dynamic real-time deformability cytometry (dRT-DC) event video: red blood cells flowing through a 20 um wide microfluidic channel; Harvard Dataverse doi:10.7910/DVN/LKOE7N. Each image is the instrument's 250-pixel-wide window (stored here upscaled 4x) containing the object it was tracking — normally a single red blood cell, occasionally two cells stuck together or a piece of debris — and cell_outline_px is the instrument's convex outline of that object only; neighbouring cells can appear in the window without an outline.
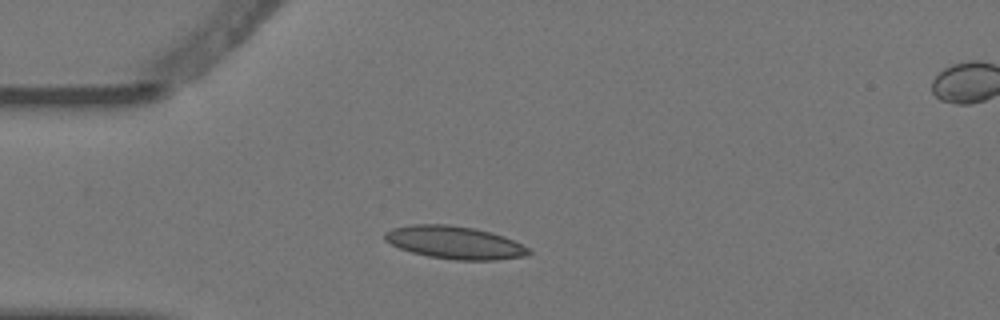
{"species": "Egyptian fruit bat (a non-hibernating species)", "species_latin": "Rousettus aegyptiacus", "temperature_condition": "warm", "stored_images_in_passage": 4, "segment_of_instrument_passage": [1, 2], "camera_frame_rate_fps": 3000, "um_per_image_px": 0.085, "animal": {"sex": "female"}, "frame": {"image": 1, "passage_image": 3, "time_ms": 0.667, "image_size_px": [1000, 320], "cell_outline_px": [[532, 252], [528, 256], [496, 260], [456, 260], [428, 256], [412, 252], [400, 248], [384, 240], [384, 232], [392, 228], [412, 224], [448, 224], [472, 228], [504, 236], [528, 248]], "centroid_in_image_um": [38.63, 20.62], "position_along_channel_um": 46.4, "area_um2": 27.34}}